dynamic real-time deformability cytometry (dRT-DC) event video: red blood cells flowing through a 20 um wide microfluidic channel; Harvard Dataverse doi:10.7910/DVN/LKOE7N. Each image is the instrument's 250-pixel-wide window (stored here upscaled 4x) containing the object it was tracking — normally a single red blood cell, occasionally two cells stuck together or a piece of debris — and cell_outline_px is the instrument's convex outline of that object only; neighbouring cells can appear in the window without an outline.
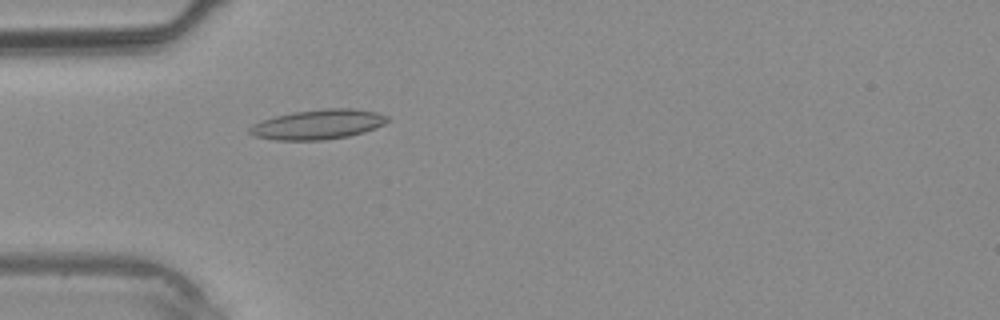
{"species": "common noctule bat (a hibernating species)", "species_latin": "Nyctalus noctula", "temperature_condition": "warm", "stored_images_in_passage": 37, "camera_frame_rate_fps": 3000, "um_per_image_px": 0.085, "animal": {"sex": "male", "body_mass_g": 20.4}, "frame": {"image": 1, "passage_image": 10, "time_ms": 3.0, "image_size_px": [1000, 320], "cell_outline_px": [[388, 120], [384, 124], [376, 128], [364, 132], [348, 136], [324, 140], [276, 140], [252, 136], [248, 132], [248, 128], [252, 124], [276, 116], [292, 112], [324, 108], [352, 108], [376, 112], [388, 116]], "centroid_in_image_um": [27.02, 10.57], "position_along_channel_um": 58.0, "area_um2": 23.99}}
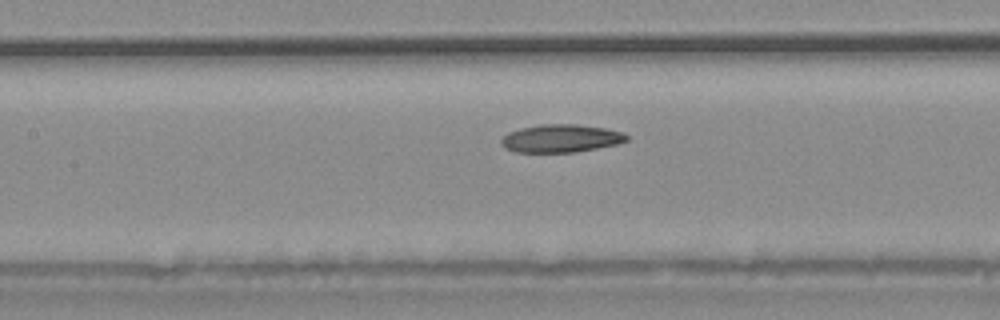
{"frame": {"image": 2, "passage_image": 16, "time_ms": 5.0, "image_size_px": [1000, 320], "cell_outline_px": [[628, 140], [616, 144], [576, 152], [516, 152], [504, 148], [500, 144], [500, 140], [508, 132], [520, 128], [540, 124], [576, 124], [604, 128], [620, 132], [628, 136]], "centroid_in_image_um": [47.62, 11.76], "position_along_channel_um": 159.8, "area_um2": 20.35}}
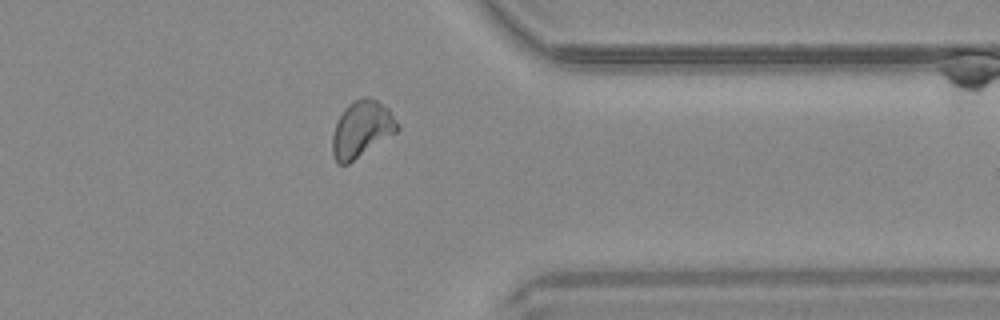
{"frame": {"image": 3, "passage_image": 29, "time_ms": 9.333, "image_size_px": [1000, 320], "cell_outline_px": [[400, 128], [396, 132], [348, 164], [336, 164], [332, 152], [332, 136], [336, 124], [344, 108], [352, 100], [364, 96], [376, 100], [388, 108], [400, 124]], "centroid_in_image_um": [30.74, 10.96], "position_along_channel_um": 380.7, "area_um2": 21.33}}